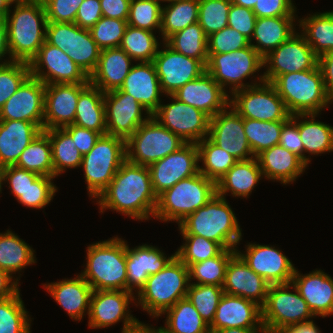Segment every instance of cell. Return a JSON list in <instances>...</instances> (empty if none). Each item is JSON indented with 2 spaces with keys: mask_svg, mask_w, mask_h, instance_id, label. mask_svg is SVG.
<instances>
[{
  "mask_svg": "<svg viewBox=\"0 0 333 333\" xmlns=\"http://www.w3.org/2000/svg\"><path fill=\"white\" fill-rule=\"evenodd\" d=\"M96 200L100 213L110 209L139 221L153 218L158 197L153 190L148 166L126 159Z\"/></svg>",
  "mask_w": 333,
  "mask_h": 333,
  "instance_id": "obj_1",
  "label": "cell"
},
{
  "mask_svg": "<svg viewBox=\"0 0 333 333\" xmlns=\"http://www.w3.org/2000/svg\"><path fill=\"white\" fill-rule=\"evenodd\" d=\"M13 4L5 18L10 58L30 63L45 43V7L42 0H14Z\"/></svg>",
  "mask_w": 333,
  "mask_h": 333,
  "instance_id": "obj_2",
  "label": "cell"
},
{
  "mask_svg": "<svg viewBox=\"0 0 333 333\" xmlns=\"http://www.w3.org/2000/svg\"><path fill=\"white\" fill-rule=\"evenodd\" d=\"M226 198L217 193L198 210L189 214L178 226L181 235L202 236L236 249L242 240V229Z\"/></svg>",
  "mask_w": 333,
  "mask_h": 333,
  "instance_id": "obj_3",
  "label": "cell"
},
{
  "mask_svg": "<svg viewBox=\"0 0 333 333\" xmlns=\"http://www.w3.org/2000/svg\"><path fill=\"white\" fill-rule=\"evenodd\" d=\"M86 268L80 275L94 290L127 291L126 242L112 237L87 247Z\"/></svg>",
  "mask_w": 333,
  "mask_h": 333,
  "instance_id": "obj_4",
  "label": "cell"
},
{
  "mask_svg": "<svg viewBox=\"0 0 333 333\" xmlns=\"http://www.w3.org/2000/svg\"><path fill=\"white\" fill-rule=\"evenodd\" d=\"M272 84L291 116L320 115L322 110L333 104V99L326 91L319 65L314 69L279 75Z\"/></svg>",
  "mask_w": 333,
  "mask_h": 333,
  "instance_id": "obj_5",
  "label": "cell"
},
{
  "mask_svg": "<svg viewBox=\"0 0 333 333\" xmlns=\"http://www.w3.org/2000/svg\"><path fill=\"white\" fill-rule=\"evenodd\" d=\"M189 285V268L175 256L162 270L148 277L135 294L137 301L134 303L156 319L186 297Z\"/></svg>",
  "mask_w": 333,
  "mask_h": 333,
  "instance_id": "obj_6",
  "label": "cell"
},
{
  "mask_svg": "<svg viewBox=\"0 0 333 333\" xmlns=\"http://www.w3.org/2000/svg\"><path fill=\"white\" fill-rule=\"evenodd\" d=\"M216 194V183L200 172L180 180L158 196L154 218L178 225Z\"/></svg>",
  "mask_w": 333,
  "mask_h": 333,
  "instance_id": "obj_7",
  "label": "cell"
},
{
  "mask_svg": "<svg viewBox=\"0 0 333 333\" xmlns=\"http://www.w3.org/2000/svg\"><path fill=\"white\" fill-rule=\"evenodd\" d=\"M261 68H263V57L251 45L229 53H208L206 71L227 94L226 88L229 87L230 95L264 82L263 74L255 77V73ZM251 76L255 78L254 83H244V80Z\"/></svg>",
  "mask_w": 333,
  "mask_h": 333,
  "instance_id": "obj_8",
  "label": "cell"
},
{
  "mask_svg": "<svg viewBox=\"0 0 333 333\" xmlns=\"http://www.w3.org/2000/svg\"><path fill=\"white\" fill-rule=\"evenodd\" d=\"M125 160L126 140L109 134L101 135L94 147L82 157L81 167L89 197L98 198Z\"/></svg>",
  "mask_w": 333,
  "mask_h": 333,
  "instance_id": "obj_9",
  "label": "cell"
},
{
  "mask_svg": "<svg viewBox=\"0 0 333 333\" xmlns=\"http://www.w3.org/2000/svg\"><path fill=\"white\" fill-rule=\"evenodd\" d=\"M288 289L293 290L291 292ZM261 309L265 333H278L285 328L315 319L307 302L291 282L269 285L266 302Z\"/></svg>",
  "mask_w": 333,
  "mask_h": 333,
  "instance_id": "obj_10",
  "label": "cell"
},
{
  "mask_svg": "<svg viewBox=\"0 0 333 333\" xmlns=\"http://www.w3.org/2000/svg\"><path fill=\"white\" fill-rule=\"evenodd\" d=\"M185 144L179 136L151 116L126 140V159L135 164L149 166L176 152Z\"/></svg>",
  "mask_w": 333,
  "mask_h": 333,
  "instance_id": "obj_11",
  "label": "cell"
},
{
  "mask_svg": "<svg viewBox=\"0 0 333 333\" xmlns=\"http://www.w3.org/2000/svg\"><path fill=\"white\" fill-rule=\"evenodd\" d=\"M45 41L67 53L88 77L95 70L101 49L90 30L76 23L47 22Z\"/></svg>",
  "mask_w": 333,
  "mask_h": 333,
  "instance_id": "obj_12",
  "label": "cell"
},
{
  "mask_svg": "<svg viewBox=\"0 0 333 333\" xmlns=\"http://www.w3.org/2000/svg\"><path fill=\"white\" fill-rule=\"evenodd\" d=\"M229 105L243 118L260 121H287L291 115L274 85L262 82L230 95Z\"/></svg>",
  "mask_w": 333,
  "mask_h": 333,
  "instance_id": "obj_13",
  "label": "cell"
},
{
  "mask_svg": "<svg viewBox=\"0 0 333 333\" xmlns=\"http://www.w3.org/2000/svg\"><path fill=\"white\" fill-rule=\"evenodd\" d=\"M172 101L160 104L152 116L165 128L186 143H195L208 137L210 117L201 110L166 95Z\"/></svg>",
  "mask_w": 333,
  "mask_h": 333,
  "instance_id": "obj_14",
  "label": "cell"
},
{
  "mask_svg": "<svg viewBox=\"0 0 333 333\" xmlns=\"http://www.w3.org/2000/svg\"><path fill=\"white\" fill-rule=\"evenodd\" d=\"M317 65L318 57L305 37L295 32L263 58L266 70L263 76L266 82L272 83L279 75L314 69Z\"/></svg>",
  "mask_w": 333,
  "mask_h": 333,
  "instance_id": "obj_15",
  "label": "cell"
},
{
  "mask_svg": "<svg viewBox=\"0 0 333 333\" xmlns=\"http://www.w3.org/2000/svg\"><path fill=\"white\" fill-rule=\"evenodd\" d=\"M134 294L124 290H94L90 298L88 327L104 329L122 320V331L135 326L139 320L129 311V305L136 301Z\"/></svg>",
  "mask_w": 333,
  "mask_h": 333,
  "instance_id": "obj_16",
  "label": "cell"
},
{
  "mask_svg": "<svg viewBox=\"0 0 333 333\" xmlns=\"http://www.w3.org/2000/svg\"><path fill=\"white\" fill-rule=\"evenodd\" d=\"M31 76L45 85L63 83H89V77L58 47L46 41L37 55L30 61Z\"/></svg>",
  "mask_w": 333,
  "mask_h": 333,
  "instance_id": "obj_17",
  "label": "cell"
},
{
  "mask_svg": "<svg viewBox=\"0 0 333 333\" xmlns=\"http://www.w3.org/2000/svg\"><path fill=\"white\" fill-rule=\"evenodd\" d=\"M104 105L106 134L125 140L152 116L132 95L119 89L104 93Z\"/></svg>",
  "mask_w": 333,
  "mask_h": 333,
  "instance_id": "obj_18",
  "label": "cell"
},
{
  "mask_svg": "<svg viewBox=\"0 0 333 333\" xmlns=\"http://www.w3.org/2000/svg\"><path fill=\"white\" fill-rule=\"evenodd\" d=\"M197 144L186 143L176 152L148 166L153 190L157 197L180 180L199 173Z\"/></svg>",
  "mask_w": 333,
  "mask_h": 333,
  "instance_id": "obj_19",
  "label": "cell"
},
{
  "mask_svg": "<svg viewBox=\"0 0 333 333\" xmlns=\"http://www.w3.org/2000/svg\"><path fill=\"white\" fill-rule=\"evenodd\" d=\"M160 44L163 49L159 46L152 62L164 94L172 95L206 71V67L199 60L173 50L165 42Z\"/></svg>",
  "mask_w": 333,
  "mask_h": 333,
  "instance_id": "obj_20",
  "label": "cell"
},
{
  "mask_svg": "<svg viewBox=\"0 0 333 333\" xmlns=\"http://www.w3.org/2000/svg\"><path fill=\"white\" fill-rule=\"evenodd\" d=\"M245 253L236 248V253L259 276L270 285L292 281L295 267L292 261L275 246L248 243Z\"/></svg>",
  "mask_w": 333,
  "mask_h": 333,
  "instance_id": "obj_21",
  "label": "cell"
},
{
  "mask_svg": "<svg viewBox=\"0 0 333 333\" xmlns=\"http://www.w3.org/2000/svg\"><path fill=\"white\" fill-rule=\"evenodd\" d=\"M45 84L29 76L0 109V120L35 123L43 131Z\"/></svg>",
  "mask_w": 333,
  "mask_h": 333,
  "instance_id": "obj_22",
  "label": "cell"
},
{
  "mask_svg": "<svg viewBox=\"0 0 333 333\" xmlns=\"http://www.w3.org/2000/svg\"><path fill=\"white\" fill-rule=\"evenodd\" d=\"M208 138L238 161L254 158L244 132L243 117L230 105L210 118Z\"/></svg>",
  "mask_w": 333,
  "mask_h": 333,
  "instance_id": "obj_23",
  "label": "cell"
},
{
  "mask_svg": "<svg viewBox=\"0 0 333 333\" xmlns=\"http://www.w3.org/2000/svg\"><path fill=\"white\" fill-rule=\"evenodd\" d=\"M89 83L45 85L43 130L63 128L73 124L79 93Z\"/></svg>",
  "mask_w": 333,
  "mask_h": 333,
  "instance_id": "obj_24",
  "label": "cell"
},
{
  "mask_svg": "<svg viewBox=\"0 0 333 333\" xmlns=\"http://www.w3.org/2000/svg\"><path fill=\"white\" fill-rule=\"evenodd\" d=\"M176 99L193 106L210 118L224 110L230 101L223 88L205 71L172 94Z\"/></svg>",
  "mask_w": 333,
  "mask_h": 333,
  "instance_id": "obj_25",
  "label": "cell"
},
{
  "mask_svg": "<svg viewBox=\"0 0 333 333\" xmlns=\"http://www.w3.org/2000/svg\"><path fill=\"white\" fill-rule=\"evenodd\" d=\"M175 256L176 253L167 257L158 247L149 244L130 248L126 242L127 291L138 293L148 277L162 270Z\"/></svg>",
  "mask_w": 333,
  "mask_h": 333,
  "instance_id": "obj_26",
  "label": "cell"
},
{
  "mask_svg": "<svg viewBox=\"0 0 333 333\" xmlns=\"http://www.w3.org/2000/svg\"><path fill=\"white\" fill-rule=\"evenodd\" d=\"M269 285L237 253L229 260L222 287L225 294L249 299L262 307L266 302Z\"/></svg>",
  "mask_w": 333,
  "mask_h": 333,
  "instance_id": "obj_27",
  "label": "cell"
},
{
  "mask_svg": "<svg viewBox=\"0 0 333 333\" xmlns=\"http://www.w3.org/2000/svg\"><path fill=\"white\" fill-rule=\"evenodd\" d=\"M209 328L210 331L225 328H263L261 306L249 299L224 293Z\"/></svg>",
  "mask_w": 333,
  "mask_h": 333,
  "instance_id": "obj_28",
  "label": "cell"
},
{
  "mask_svg": "<svg viewBox=\"0 0 333 333\" xmlns=\"http://www.w3.org/2000/svg\"><path fill=\"white\" fill-rule=\"evenodd\" d=\"M291 283L315 317L333 315V278L330 275L321 269L303 275L295 269Z\"/></svg>",
  "mask_w": 333,
  "mask_h": 333,
  "instance_id": "obj_29",
  "label": "cell"
},
{
  "mask_svg": "<svg viewBox=\"0 0 333 333\" xmlns=\"http://www.w3.org/2000/svg\"><path fill=\"white\" fill-rule=\"evenodd\" d=\"M120 91L132 95L152 115L162 103L163 91L153 62H138L124 79Z\"/></svg>",
  "mask_w": 333,
  "mask_h": 333,
  "instance_id": "obj_30",
  "label": "cell"
},
{
  "mask_svg": "<svg viewBox=\"0 0 333 333\" xmlns=\"http://www.w3.org/2000/svg\"><path fill=\"white\" fill-rule=\"evenodd\" d=\"M73 279H63L57 282L43 284L57 302L75 321H81L84 315H89L90 298L93 292L90 284L81 276ZM86 312V313H85Z\"/></svg>",
  "mask_w": 333,
  "mask_h": 333,
  "instance_id": "obj_31",
  "label": "cell"
},
{
  "mask_svg": "<svg viewBox=\"0 0 333 333\" xmlns=\"http://www.w3.org/2000/svg\"><path fill=\"white\" fill-rule=\"evenodd\" d=\"M133 61L120 47L103 49L97 66L89 77V83L103 93L117 90L133 67Z\"/></svg>",
  "mask_w": 333,
  "mask_h": 333,
  "instance_id": "obj_32",
  "label": "cell"
},
{
  "mask_svg": "<svg viewBox=\"0 0 333 333\" xmlns=\"http://www.w3.org/2000/svg\"><path fill=\"white\" fill-rule=\"evenodd\" d=\"M256 158L264 178L279 181L283 185L295 182L309 167L280 144L262 151Z\"/></svg>",
  "mask_w": 333,
  "mask_h": 333,
  "instance_id": "obj_33",
  "label": "cell"
},
{
  "mask_svg": "<svg viewBox=\"0 0 333 333\" xmlns=\"http://www.w3.org/2000/svg\"><path fill=\"white\" fill-rule=\"evenodd\" d=\"M42 130L29 121L0 120V161L14 166L23 150Z\"/></svg>",
  "mask_w": 333,
  "mask_h": 333,
  "instance_id": "obj_34",
  "label": "cell"
},
{
  "mask_svg": "<svg viewBox=\"0 0 333 333\" xmlns=\"http://www.w3.org/2000/svg\"><path fill=\"white\" fill-rule=\"evenodd\" d=\"M297 16L257 18L250 45L264 58L296 31ZM255 40V42H253ZM253 42V43H252ZM255 43V44H254Z\"/></svg>",
  "mask_w": 333,
  "mask_h": 333,
  "instance_id": "obj_35",
  "label": "cell"
},
{
  "mask_svg": "<svg viewBox=\"0 0 333 333\" xmlns=\"http://www.w3.org/2000/svg\"><path fill=\"white\" fill-rule=\"evenodd\" d=\"M256 157L237 161L216 183V193L226 198L227 193L233 197L248 198L257 183L263 178Z\"/></svg>",
  "mask_w": 333,
  "mask_h": 333,
  "instance_id": "obj_36",
  "label": "cell"
},
{
  "mask_svg": "<svg viewBox=\"0 0 333 333\" xmlns=\"http://www.w3.org/2000/svg\"><path fill=\"white\" fill-rule=\"evenodd\" d=\"M315 117L318 114H298V129L304 147V163L307 166L311 162L309 155L333 151V126L316 121ZM305 153L309 155L306 156Z\"/></svg>",
  "mask_w": 333,
  "mask_h": 333,
  "instance_id": "obj_37",
  "label": "cell"
},
{
  "mask_svg": "<svg viewBox=\"0 0 333 333\" xmlns=\"http://www.w3.org/2000/svg\"><path fill=\"white\" fill-rule=\"evenodd\" d=\"M73 124L106 134L104 93L98 87L89 83L79 93Z\"/></svg>",
  "mask_w": 333,
  "mask_h": 333,
  "instance_id": "obj_38",
  "label": "cell"
},
{
  "mask_svg": "<svg viewBox=\"0 0 333 333\" xmlns=\"http://www.w3.org/2000/svg\"><path fill=\"white\" fill-rule=\"evenodd\" d=\"M301 34L312 48L315 55L320 56L333 51V11L317 12L300 18L298 21Z\"/></svg>",
  "mask_w": 333,
  "mask_h": 333,
  "instance_id": "obj_39",
  "label": "cell"
},
{
  "mask_svg": "<svg viewBox=\"0 0 333 333\" xmlns=\"http://www.w3.org/2000/svg\"><path fill=\"white\" fill-rule=\"evenodd\" d=\"M162 315H166L162 333H211L209 325L203 320L187 297L177 301Z\"/></svg>",
  "mask_w": 333,
  "mask_h": 333,
  "instance_id": "obj_40",
  "label": "cell"
},
{
  "mask_svg": "<svg viewBox=\"0 0 333 333\" xmlns=\"http://www.w3.org/2000/svg\"><path fill=\"white\" fill-rule=\"evenodd\" d=\"M34 253L35 250L11 230L0 233V269L12 277L26 266L37 262Z\"/></svg>",
  "mask_w": 333,
  "mask_h": 333,
  "instance_id": "obj_41",
  "label": "cell"
},
{
  "mask_svg": "<svg viewBox=\"0 0 333 333\" xmlns=\"http://www.w3.org/2000/svg\"><path fill=\"white\" fill-rule=\"evenodd\" d=\"M14 166L41 176L54 177L49 136L44 131L40 132L23 150Z\"/></svg>",
  "mask_w": 333,
  "mask_h": 333,
  "instance_id": "obj_42",
  "label": "cell"
},
{
  "mask_svg": "<svg viewBox=\"0 0 333 333\" xmlns=\"http://www.w3.org/2000/svg\"><path fill=\"white\" fill-rule=\"evenodd\" d=\"M162 7L161 37L164 42L174 33L198 22L199 0H176Z\"/></svg>",
  "mask_w": 333,
  "mask_h": 333,
  "instance_id": "obj_43",
  "label": "cell"
},
{
  "mask_svg": "<svg viewBox=\"0 0 333 333\" xmlns=\"http://www.w3.org/2000/svg\"><path fill=\"white\" fill-rule=\"evenodd\" d=\"M43 131L50 138L54 178L69 168L81 167L83 155L75 147L71 135L64 128H52Z\"/></svg>",
  "mask_w": 333,
  "mask_h": 333,
  "instance_id": "obj_44",
  "label": "cell"
},
{
  "mask_svg": "<svg viewBox=\"0 0 333 333\" xmlns=\"http://www.w3.org/2000/svg\"><path fill=\"white\" fill-rule=\"evenodd\" d=\"M207 39L204 30L197 22L174 33L164 42L173 50L199 60L206 67L208 62Z\"/></svg>",
  "mask_w": 333,
  "mask_h": 333,
  "instance_id": "obj_45",
  "label": "cell"
},
{
  "mask_svg": "<svg viewBox=\"0 0 333 333\" xmlns=\"http://www.w3.org/2000/svg\"><path fill=\"white\" fill-rule=\"evenodd\" d=\"M199 172L215 183L238 161L234 156L213 143L208 137L197 143Z\"/></svg>",
  "mask_w": 333,
  "mask_h": 333,
  "instance_id": "obj_46",
  "label": "cell"
},
{
  "mask_svg": "<svg viewBox=\"0 0 333 333\" xmlns=\"http://www.w3.org/2000/svg\"><path fill=\"white\" fill-rule=\"evenodd\" d=\"M160 42L154 32L127 25L122 38V48L135 62H152Z\"/></svg>",
  "mask_w": 333,
  "mask_h": 333,
  "instance_id": "obj_47",
  "label": "cell"
},
{
  "mask_svg": "<svg viewBox=\"0 0 333 333\" xmlns=\"http://www.w3.org/2000/svg\"><path fill=\"white\" fill-rule=\"evenodd\" d=\"M285 122L243 118L244 132L254 157L279 144L281 129Z\"/></svg>",
  "mask_w": 333,
  "mask_h": 333,
  "instance_id": "obj_48",
  "label": "cell"
},
{
  "mask_svg": "<svg viewBox=\"0 0 333 333\" xmlns=\"http://www.w3.org/2000/svg\"><path fill=\"white\" fill-rule=\"evenodd\" d=\"M236 254V249H225L220 255L192 264L189 267L190 283L216 285L223 287L229 260Z\"/></svg>",
  "mask_w": 333,
  "mask_h": 333,
  "instance_id": "obj_49",
  "label": "cell"
},
{
  "mask_svg": "<svg viewBox=\"0 0 333 333\" xmlns=\"http://www.w3.org/2000/svg\"><path fill=\"white\" fill-rule=\"evenodd\" d=\"M20 290L13 296L0 300V333H31V319Z\"/></svg>",
  "mask_w": 333,
  "mask_h": 333,
  "instance_id": "obj_50",
  "label": "cell"
},
{
  "mask_svg": "<svg viewBox=\"0 0 333 333\" xmlns=\"http://www.w3.org/2000/svg\"><path fill=\"white\" fill-rule=\"evenodd\" d=\"M185 242L175 252L176 256L189 268L192 264L220 255L225 248L202 236L182 235Z\"/></svg>",
  "mask_w": 333,
  "mask_h": 333,
  "instance_id": "obj_51",
  "label": "cell"
},
{
  "mask_svg": "<svg viewBox=\"0 0 333 333\" xmlns=\"http://www.w3.org/2000/svg\"><path fill=\"white\" fill-rule=\"evenodd\" d=\"M223 294L224 291L221 286L190 283L186 297L210 326Z\"/></svg>",
  "mask_w": 333,
  "mask_h": 333,
  "instance_id": "obj_52",
  "label": "cell"
},
{
  "mask_svg": "<svg viewBox=\"0 0 333 333\" xmlns=\"http://www.w3.org/2000/svg\"><path fill=\"white\" fill-rule=\"evenodd\" d=\"M160 0H131L128 25L160 34L162 7ZM154 30V31H153Z\"/></svg>",
  "mask_w": 333,
  "mask_h": 333,
  "instance_id": "obj_53",
  "label": "cell"
},
{
  "mask_svg": "<svg viewBox=\"0 0 333 333\" xmlns=\"http://www.w3.org/2000/svg\"><path fill=\"white\" fill-rule=\"evenodd\" d=\"M230 0H199L198 23L206 36L228 26Z\"/></svg>",
  "mask_w": 333,
  "mask_h": 333,
  "instance_id": "obj_54",
  "label": "cell"
},
{
  "mask_svg": "<svg viewBox=\"0 0 333 333\" xmlns=\"http://www.w3.org/2000/svg\"><path fill=\"white\" fill-rule=\"evenodd\" d=\"M30 75L29 63L11 61L0 65V109Z\"/></svg>",
  "mask_w": 333,
  "mask_h": 333,
  "instance_id": "obj_55",
  "label": "cell"
},
{
  "mask_svg": "<svg viewBox=\"0 0 333 333\" xmlns=\"http://www.w3.org/2000/svg\"><path fill=\"white\" fill-rule=\"evenodd\" d=\"M127 25V20L102 17L90 32L101 50L114 48L120 46Z\"/></svg>",
  "mask_w": 333,
  "mask_h": 333,
  "instance_id": "obj_56",
  "label": "cell"
},
{
  "mask_svg": "<svg viewBox=\"0 0 333 333\" xmlns=\"http://www.w3.org/2000/svg\"><path fill=\"white\" fill-rule=\"evenodd\" d=\"M54 177L39 176L17 198L23 206L42 209L48 205L55 196L58 188L52 182Z\"/></svg>",
  "mask_w": 333,
  "mask_h": 333,
  "instance_id": "obj_57",
  "label": "cell"
},
{
  "mask_svg": "<svg viewBox=\"0 0 333 333\" xmlns=\"http://www.w3.org/2000/svg\"><path fill=\"white\" fill-rule=\"evenodd\" d=\"M208 53H229L250 45V41L237 30L227 26L208 36Z\"/></svg>",
  "mask_w": 333,
  "mask_h": 333,
  "instance_id": "obj_58",
  "label": "cell"
},
{
  "mask_svg": "<svg viewBox=\"0 0 333 333\" xmlns=\"http://www.w3.org/2000/svg\"><path fill=\"white\" fill-rule=\"evenodd\" d=\"M47 22L75 23L78 8L84 0H42Z\"/></svg>",
  "mask_w": 333,
  "mask_h": 333,
  "instance_id": "obj_59",
  "label": "cell"
},
{
  "mask_svg": "<svg viewBox=\"0 0 333 333\" xmlns=\"http://www.w3.org/2000/svg\"><path fill=\"white\" fill-rule=\"evenodd\" d=\"M256 15L252 9L242 7L236 4H231L228 14V26L243 34L251 41Z\"/></svg>",
  "mask_w": 333,
  "mask_h": 333,
  "instance_id": "obj_60",
  "label": "cell"
},
{
  "mask_svg": "<svg viewBox=\"0 0 333 333\" xmlns=\"http://www.w3.org/2000/svg\"><path fill=\"white\" fill-rule=\"evenodd\" d=\"M279 144L296 154L304 162V147L298 129V114L292 115L283 124Z\"/></svg>",
  "mask_w": 333,
  "mask_h": 333,
  "instance_id": "obj_61",
  "label": "cell"
},
{
  "mask_svg": "<svg viewBox=\"0 0 333 333\" xmlns=\"http://www.w3.org/2000/svg\"><path fill=\"white\" fill-rule=\"evenodd\" d=\"M39 176L35 172L16 166H7L4 172V183L8 182L11 194L17 199Z\"/></svg>",
  "mask_w": 333,
  "mask_h": 333,
  "instance_id": "obj_62",
  "label": "cell"
},
{
  "mask_svg": "<svg viewBox=\"0 0 333 333\" xmlns=\"http://www.w3.org/2000/svg\"><path fill=\"white\" fill-rule=\"evenodd\" d=\"M292 0H258L253 8L257 18L298 16Z\"/></svg>",
  "mask_w": 333,
  "mask_h": 333,
  "instance_id": "obj_63",
  "label": "cell"
},
{
  "mask_svg": "<svg viewBox=\"0 0 333 333\" xmlns=\"http://www.w3.org/2000/svg\"><path fill=\"white\" fill-rule=\"evenodd\" d=\"M72 137L75 147L82 155L88 153L96 144L101 134L84 127L70 124L63 127Z\"/></svg>",
  "mask_w": 333,
  "mask_h": 333,
  "instance_id": "obj_64",
  "label": "cell"
},
{
  "mask_svg": "<svg viewBox=\"0 0 333 333\" xmlns=\"http://www.w3.org/2000/svg\"><path fill=\"white\" fill-rule=\"evenodd\" d=\"M102 17L99 0H84L78 8L75 23L83 29L90 30Z\"/></svg>",
  "mask_w": 333,
  "mask_h": 333,
  "instance_id": "obj_65",
  "label": "cell"
},
{
  "mask_svg": "<svg viewBox=\"0 0 333 333\" xmlns=\"http://www.w3.org/2000/svg\"><path fill=\"white\" fill-rule=\"evenodd\" d=\"M102 10V16L127 20L131 0H99Z\"/></svg>",
  "mask_w": 333,
  "mask_h": 333,
  "instance_id": "obj_66",
  "label": "cell"
},
{
  "mask_svg": "<svg viewBox=\"0 0 333 333\" xmlns=\"http://www.w3.org/2000/svg\"><path fill=\"white\" fill-rule=\"evenodd\" d=\"M318 65L323 75L326 91L333 99V51L320 56Z\"/></svg>",
  "mask_w": 333,
  "mask_h": 333,
  "instance_id": "obj_67",
  "label": "cell"
},
{
  "mask_svg": "<svg viewBox=\"0 0 333 333\" xmlns=\"http://www.w3.org/2000/svg\"><path fill=\"white\" fill-rule=\"evenodd\" d=\"M13 278V279H12ZM0 269V300L15 295L19 291V279Z\"/></svg>",
  "mask_w": 333,
  "mask_h": 333,
  "instance_id": "obj_68",
  "label": "cell"
},
{
  "mask_svg": "<svg viewBox=\"0 0 333 333\" xmlns=\"http://www.w3.org/2000/svg\"><path fill=\"white\" fill-rule=\"evenodd\" d=\"M8 59H3L6 56ZM4 60V61H2ZM11 62L9 49H8V42H7V27L5 18H0V65L6 64Z\"/></svg>",
  "mask_w": 333,
  "mask_h": 333,
  "instance_id": "obj_69",
  "label": "cell"
},
{
  "mask_svg": "<svg viewBox=\"0 0 333 333\" xmlns=\"http://www.w3.org/2000/svg\"><path fill=\"white\" fill-rule=\"evenodd\" d=\"M278 333H321V330L313 321H310L285 328Z\"/></svg>",
  "mask_w": 333,
  "mask_h": 333,
  "instance_id": "obj_70",
  "label": "cell"
},
{
  "mask_svg": "<svg viewBox=\"0 0 333 333\" xmlns=\"http://www.w3.org/2000/svg\"><path fill=\"white\" fill-rule=\"evenodd\" d=\"M139 321L135 326L123 330L121 333H162L160 327L157 329L154 326Z\"/></svg>",
  "mask_w": 333,
  "mask_h": 333,
  "instance_id": "obj_71",
  "label": "cell"
},
{
  "mask_svg": "<svg viewBox=\"0 0 333 333\" xmlns=\"http://www.w3.org/2000/svg\"><path fill=\"white\" fill-rule=\"evenodd\" d=\"M211 333H265L264 328H225Z\"/></svg>",
  "mask_w": 333,
  "mask_h": 333,
  "instance_id": "obj_72",
  "label": "cell"
},
{
  "mask_svg": "<svg viewBox=\"0 0 333 333\" xmlns=\"http://www.w3.org/2000/svg\"><path fill=\"white\" fill-rule=\"evenodd\" d=\"M14 0H0V18H6V15L11 6L13 5Z\"/></svg>",
  "mask_w": 333,
  "mask_h": 333,
  "instance_id": "obj_73",
  "label": "cell"
},
{
  "mask_svg": "<svg viewBox=\"0 0 333 333\" xmlns=\"http://www.w3.org/2000/svg\"><path fill=\"white\" fill-rule=\"evenodd\" d=\"M230 1L232 4H236L253 10L258 0H230Z\"/></svg>",
  "mask_w": 333,
  "mask_h": 333,
  "instance_id": "obj_74",
  "label": "cell"
},
{
  "mask_svg": "<svg viewBox=\"0 0 333 333\" xmlns=\"http://www.w3.org/2000/svg\"><path fill=\"white\" fill-rule=\"evenodd\" d=\"M5 166L0 161V193H2V184L4 183Z\"/></svg>",
  "mask_w": 333,
  "mask_h": 333,
  "instance_id": "obj_75",
  "label": "cell"
},
{
  "mask_svg": "<svg viewBox=\"0 0 333 333\" xmlns=\"http://www.w3.org/2000/svg\"><path fill=\"white\" fill-rule=\"evenodd\" d=\"M161 2H171V1H176V0H160Z\"/></svg>",
  "mask_w": 333,
  "mask_h": 333,
  "instance_id": "obj_76",
  "label": "cell"
}]
</instances>
